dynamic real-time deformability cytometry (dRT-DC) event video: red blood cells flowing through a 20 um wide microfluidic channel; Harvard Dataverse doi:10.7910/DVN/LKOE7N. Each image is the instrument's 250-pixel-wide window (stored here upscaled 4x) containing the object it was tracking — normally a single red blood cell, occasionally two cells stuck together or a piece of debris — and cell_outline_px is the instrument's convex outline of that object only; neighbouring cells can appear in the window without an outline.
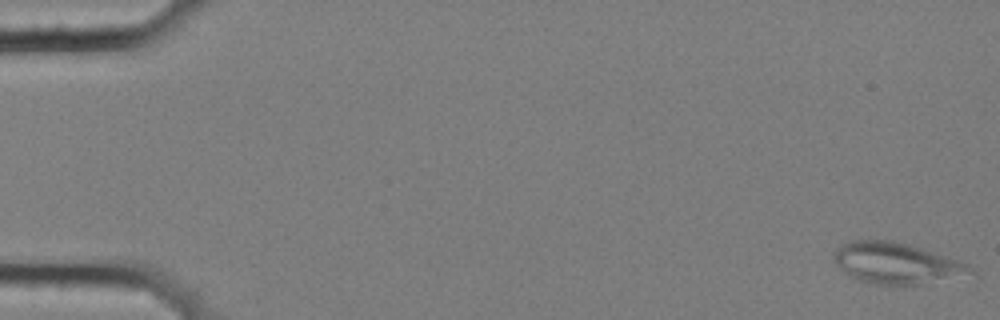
{"species": "common noctule bat (a hibernating species)", "species_latin": "Nyctalus noctula", "temperature_condition": "cold", "stored_images_in_passage": 6, "camera_frame_rate_fps": 3000, "um_per_image_px": 0.085, "animal": {"sex": "female", "body_mass_g": 25.1}, "frame": {"image": 1, "passage_image": 1, "time_ms": 0.0, "image_size_px": [1000, 320], "cell_outline_px": [[980, 276], [920, 284], [876, 284], [856, 280], [848, 276], [836, 264], [832, 256], [832, 252], [844, 244], [852, 240], [892, 240], [908, 244], [968, 264]], "centroid_in_image_um": [76.26, 22.4], "position_along_channel_um": 8.7, "area_um2": 33.06}}